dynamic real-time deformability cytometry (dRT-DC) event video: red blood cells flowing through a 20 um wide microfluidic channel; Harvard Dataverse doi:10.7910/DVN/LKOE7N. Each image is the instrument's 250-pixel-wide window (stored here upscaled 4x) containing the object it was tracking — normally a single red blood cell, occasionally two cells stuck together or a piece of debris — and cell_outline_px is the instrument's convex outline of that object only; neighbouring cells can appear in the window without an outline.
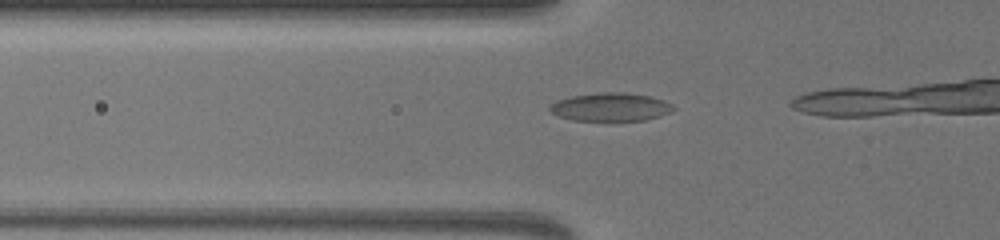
{"species": "common noctule bat (a hibernating species)", "species_latin": "Nyctalus noctula", "temperature_condition": "warm", "stored_images_in_passage": 21, "camera_frame_rate_fps": 3000, "um_per_image_px": 0.085, "animal": {"sex": "female", "body_mass_g": 19.5, "forearm_length_mm": 54.1}, "frame": {"image": 1, "passage_image": 15, "time_ms": 4.667, "image_size_px": [1000, 240], "cell_outline_px": [[672, 108], [668, 112], [644, 120], [572, 120], [560, 116], [552, 112], [548, 108], [556, 100], [572, 96], [596, 92], [628, 92], [652, 96], [664, 100]], "centroid_in_image_um": [51.84, 9.07], "position_along_channel_um": 74.0, "area_um2": 20.0}}
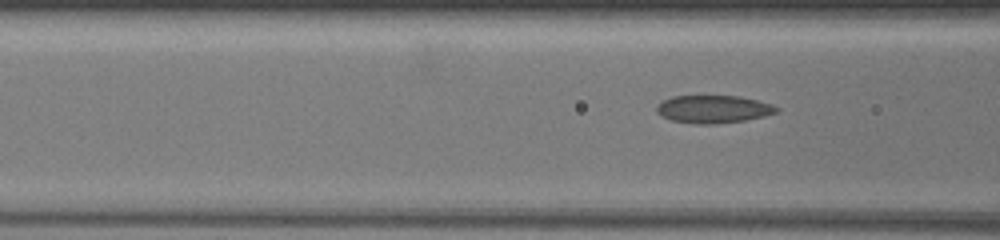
{"frame": {"image": 2, "passage_image": 18, "time_ms": 5.667, "image_size_px": [1000, 240], "cell_outline_px": [[780, 108], [776, 112], [764, 116], [744, 120], [712, 124], [696, 124], [672, 120], [656, 112], [656, 108], [664, 100], [672, 96], [736, 96], [756, 100]], "centroid_in_image_um": [60.61, 9.28], "position_along_channel_um": 106.0, "area_um2": 18.96}}